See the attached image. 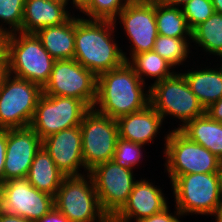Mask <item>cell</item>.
<instances>
[{
	"label": "cell",
	"instance_id": "1",
	"mask_svg": "<svg viewBox=\"0 0 222 222\" xmlns=\"http://www.w3.org/2000/svg\"><path fill=\"white\" fill-rule=\"evenodd\" d=\"M76 15L74 59L96 76L121 66L125 58L123 47L117 43L119 36L115 32H120L114 21L89 20Z\"/></svg>",
	"mask_w": 222,
	"mask_h": 222
},
{
	"label": "cell",
	"instance_id": "2",
	"mask_svg": "<svg viewBox=\"0 0 222 222\" xmlns=\"http://www.w3.org/2000/svg\"><path fill=\"white\" fill-rule=\"evenodd\" d=\"M128 62L97 76L93 109L112 119L143 110L150 104V87Z\"/></svg>",
	"mask_w": 222,
	"mask_h": 222
},
{
	"label": "cell",
	"instance_id": "3",
	"mask_svg": "<svg viewBox=\"0 0 222 222\" xmlns=\"http://www.w3.org/2000/svg\"><path fill=\"white\" fill-rule=\"evenodd\" d=\"M163 136L164 173L168 174L170 183L179 175L218 172L221 159L179 129L169 128Z\"/></svg>",
	"mask_w": 222,
	"mask_h": 222
},
{
	"label": "cell",
	"instance_id": "4",
	"mask_svg": "<svg viewBox=\"0 0 222 222\" xmlns=\"http://www.w3.org/2000/svg\"><path fill=\"white\" fill-rule=\"evenodd\" d=\"M7 59L10 75L41 88L48 82L55 62L35 33L22 32L9 34Z\"/></svg>",
	"mask_w": 222,
	"mask_h": 222
},
{
	"label": "cell",
	"instance_id": "5",
	"mask_svg": "<svg viewBox=\"0 0 222 222\" xmlns=\"http://www.w3.org/2000/svg\"><path fill=\"white\" fill-rule=\"evenodd\" d=\"M150 105L165 119L172 118L181 129L188 121L206 113L180 71L150 87ZM178 119V120H177Z\"/></svg>",
	"mask_w": 222,
	"mask_h": 222
},
{
	"label": "cell",
	"instance_id": "6",
	"mask_svg": "<svg viewBox=\"0 0 222 222\" xmlns=\"http://www.w3.org/2000/svg\"><path fill=\"white\" fill-rule=\"evenodd\" d=\"M169 184L173 205L184 218L189 215L210 217L222 199L217 173L179 175Z\"/></svg>",
	"mask_w": 222,
	"mask_h": 222
},
{
	"label": "cell",
	"instance_id": "7",
	"mask_svg": "<svg viewBox=\"0 0 222 222\" xmlns=\"http://www.w3.org/2000/svg\"><path fill=\"white\" fill-rule=\"evenodd\" d=\"M54 205L69 222H111L100 206L89 173L66 176L54 197Z\"/></svg>",
	"mask_w": 222,
	"mask_h": 222
},
{
	"label": "cell",
	"instance_id": "8",
	"mask_svg": "<svg viewBox=\"0 0 222 222\" xmlns=\"http://www.w3.org/2000/svg\"><path fill=\"white\" fill-rule=\"evenodd\" d=\"M42 88L9 75L0 89V129L30 127Z\"/></svg>",
	"mask_w": 222,
	"mask_h": 222
},
{
	"label": "cell",
	"instance_id": "9",
	"mask_svg": "<svg viewBox=\"0 0 222 222\" xmlns=\"http://www.w3.org/2000/svg\"><path fill=\"white\" fill-rule=\"evenodd\" d=\"M89 110L90 108L77 98L42 93L30 127L43 140L62 130L79 126Z\"/></svg>",
	"mask_w": 222,
	"mask_h": 222
},
{
	"label": "cell",
	"instance_id": "10",
	"mask_svg": "<svg viewBox=\"0 0 222 222\" xmlns=\"http://www.w3.org/2000/svg\"><path fill=\"white\" fill-rule=\"evenodd\" d=\"M80 128L83 161L88 172L101 163L113 160L119 138L115 119L91 108L84 115Z\"/></svg>",
	"mask_w": 222,
	"mask_h": 222
},
{
	"label": "cell",
	"instance_id": "11",
	"mask_svg": "<svg viewBox=\"0 0 222 222\" xmlns=\"http://www.w3.org/2000/svg\"><path fill=\"white\" fill-rule=\"evenodd\" d=\"M42 93L51 96L74 97L90 109L97 96V76L75 59L55 60Z\"/></svg>",
	"mask_w": 222,
	"mask_h": 222
},
{
	"label": "cell",
	"instance_id": "12",
	"mask_svg": "<svg viewBox=\"0 0 222 222\" xmlns=\"http://www.w3.org/2000/svg\"><path fill=\"white\" fill-rule=\"evenodd\" d=\"M118 20V21H117ZM119 22V23H118ZM116 27L122 26L130 46H124L123 55L128 62L135 54L153 50L158 36L155 2H129L116 17ZM126 50V52H125ZM129 52V53H127ZM129 54V56H128Z\"/></svg>",
	"mask_w": 222,
	"mask_h": 222
},
{
	"label": "cell",
	"instance_id": "13",
	"mask_svg": "<svg viewBox=\"0 0 222 222\" xmlns=\"http://www.w3.org/2000/svg\"><path fill=\"white\" fill-rule=\"evenodd\" d=\"M102 210L111 219L127 202L137 175L130 168L118 165L114 160L95 166L89 171Z\"/></svg>",
	"mask_w": 222,
	"mask_h": 222
},
{
	"label": "cell",
	"instance_id": "14",
	"mask_svg": "<svg viewBox=\"0 0 222 222\" xmlns=\"http://www.w3.org/2000/svg\"><path fill=\"white\" fill-rule=\"evenodd\" d=\"M54 207V197L34 188L27 178L0 183V209L7 213L36 222Z\"/></svg>",
	"mask_w": 222,
	"mask_h": 222
},
{
	"label": "cell",
	"instance_id": "15",
	"mask_svg": "<svg viewBox=\"0 0 222 222\" xmlns=\"http://www.w3.org/2000/svg\"><path fill=\"white\" fill-rule=\"evenodd\" d=\"M160 185L151 179L140 177L134 184L127 202L111 218V222H140L169 206L168 197Z\"/></svg>",
	"mask_w": 222,
	"mask_h": 222
},
{
	"label": "cell",
	"instance_id": "16",
	"mask_svg": "<svg viewBox=\"0 0 222 222\" xmlns=\"http://www.w3.org/2000/svg\"><path fill=\"white\" fill-rule=\"evenodd\" d=\"M41 147L42 139L31 127L7 129L4 182L27 178L34 156Z\"/></svg>",
	"mask_w": 222,
	"mask_h": 222
},
{
	"label": "cell",
	"instance_id": "17",
	"mask_svg": "<svg viewBox=\"0 0 222 222\" xmlns=\"http://www.w3.org/2000/svg\"><path fill=\"white\" fill-rule=\"evenodd\" d=\"M42 146L49 153L57 168L66 176H80L89 173L83 161L80 125L46 137L42 140Z\"/></svg>",
	"mask_w": 222,
	"mask_h": 222
},
{
	"label": "cell",
	"instance_id": "18",
	"mask_svg": "<svg viewBox=\"0 0 222 222\" xmlns=\"http://www.w3.org/2000/svg\"><path fill=\"white\" fill-rule=\"evenodd\" d=\"M116 121L119 138L144 146L154 144L161 129L165 128L162 116L150 104L143 110L122 116Z\"/></svg>",
	"mask_w": 222,
	"mask_h": 222
},
{
	"label": "cell",
	"instance_id": "19",
	"mask_svg": "<svg viewBox=\"0 0 222 222\" xmlns=\"http://www.w3.org/2000/svg\"><path fill=\"white\" fill-rule=\"evenodd\" d=\"M65 0H25L22 33L65 23L74 13ZM72 13H71V12Z\"/></svg>",
	"mask_w": 222,
	"mask_h": 222
},
{
	"label": "cell",
	"instance_id": "20",
	"mask_svg": "<svg viewBox=\"0 0 222 222\" xmlns=\"http://www.w3.org/2000/svg\"><path fill=\"white\" fill-rule=\"evenodd\" d=\"M206 64L201 66H193L190 69L183 71L180 68V72L184 75L190 90L198 98L202 106L206 109L212 103L222 98V70L217 66L211 67ZM204 66V67H203ZM182 69V70H181Z\"/></svg>",
	"mask_w": 222,
	"mask_h": 222
},
{
	"label": "cell",
	"instance_id": "21",
	"mask_svg": "<svg viewBox=\"0 0 222 222\" xmlns=\"http://www.w3.org/2000/svg\"><path fill=\"white\" fill-rule=\"evenodd\" d=\"M35 34L55 60L74 59L75 13L65 23L41 28Z\"/></svg>",
	"mask_w": 222,
	"mask_h": 222
},
{
	"label": "cell",
	"instance_id": "22",
	"mask_svg": "<svg viewBox=\"0 0 222 222\" xmlns=\"http://www.w3.org/2000/svg\"><path fill=\"white\" fill-rule=\"evenodd\" d=\"M65 177L42 146L30 166L27 175L29 183L37 190L55 197Z\"/></svg>",
	"mask_w": 222,
	"mask_h": 222
},
{
	"label": "cell",
	"instance_id": "23",
	"mask_svg": "<svg viewBox=\"0 0 222 222\" xmlns=\"http://www.w3.org/2000/svg\"><path fill=\"white\" fill-rule=\"evenodd\" d=\"M180 131L190 140L208 149L222 162V123L214 121L204 113L188 121Z\"/></svg>",
	"mask_w": 222,
	"mask_h": 222
},
{
	"label": "cell",
	"instance_id": "24",
	"mask_svg": "<svg viewBox=\"0 0 222 222\" xmlns=\"http://www.w3.org/2000/svg\"><path fill=\"white\" fill-rule=\"evenodd\" d=\"M128 63L144 84L147 83L146 79H153V83H150L149 87L176 72V69L169 62L153 50L135 54Z\"/></svg>",
	"mask_w": 222,
	"mask_h": 222
},
{
	"label": "cell",
	"instance_id": "25",
	"mask_svg": "<svg viewBox=\"0 0 222 222\" xmlns=\"http://www.w3.org/2000/svg\"><path fill=\"white\" fill-rule=\"evenodd\" d=\"M191 43L195 45H192L194 50L201 47L206 54L204 56L209 54L215 59L222 52V14L214 12L205 22L197 25L191 31Z\"/></svg>",
	"mask_w": 222,
	"mask_h": 222
},
{
	"label": "cell",
	"instance_id": "26",
	"mask_svg": "<svg viewBox=\"0 0 222 222\" xmlns=\"http://www.w3.org/2000/svg\"><path fill=\"white\" fill-rule=\"evenodd\" d=\"M155 17L159 35L174 38H191L182 8L155 2Z\"/></svg>",
	"mask_w": 222,
	"mask_h": 222
},
{
	"label": "cell",
	"instance_id": "27",
	"mask_svg": "<svg viewBox=\"0 0 222 222\" xmlns=\"http://www.w3.org/2000/svg\"><path fill=\"white\" fill-rule=\"evenodd\" d=\"M191 44V38H174L158 34L155 39L153 51L169 62L174 68H177L178 71L180 65H183V68H189V65H186V61L192 56V59L194 58L192 53H195V51L192 52ZM190 53L192 54L191 56Z\"/></svg>",
	"mask_w": 222,
	"mask_h": 222
},
{
	"label": "cell",
	"instance_id": "28",
	"mask_svg": "<svg viewBox=\"0 0 222 222\" xmlns=\"http://www.w3.org/2000/svg\"><path fill=\"white\" fill-rule=\"evenodd\" d=\"M128 3V0H91L79 13L89 20L115 21Z\"/></svg>",
	"mask_w": 222,
	"mask_h": 222
},
{
	"label": "cell",
	"instance_id": "29",
	"mask_svg": "<svg viewBox=\"0 0 222 222\" xmlns=\"http://www.w3.org/2000/svg\"><path fill=\"white\" fill-rule=\"evenodd\" d=\"M24 5L25 0H0V31L21 32Z\"/></svg>",
	"mask_w": 222,
	"mask_h": 222
},
{
	"label": "cell",
	"instance_id": "30",
	"mask_svg": "<svg viewBox=\"0 0 222 222\" xmlns=\"http://www.w3.org/2000/svg\"><path fill=\"white\" fill-rule=\"evenodd\" d=\"M144 148V145L118 138L113 160L124 168L136 170L138 167L139 169L140 164H142L143 159L145 160L146 157L144 156L145 153H143L145 152Z\"/></svg>",
	"mask_w": 222,
	"mask_h": 222
},
{
	"label": "cell",
	"instance_id": "31",
	"mask_svg": "<svg viewBox=\"0 0 222 222\" xmlns=\"http://www.w3.org/2000/svg\"><path fill=\"white\" fill-rule=\"evenodd\" d=\"M182 11L191 31L215 12L211 0H191L182 7Z\"/></svg>",
	"mask_w": 222,
	"mask_h": 222
},
{
	"label": "cell",
	"instance_id": "32",
	"mask_svg": "<svg viewBox=\"0 0 222 222\" xmlns=\"http://www.w3.org/2000/svg\"><path fill=\"white\" fill-rule=\"evenodd\" d=\"M175 210L173 213L170 210V205L164 210L151 215L150 217L142 219L140 222H183L181 221L183 215L180 211L174 206ZM171 212V213H170ZM181 218V220H180Z\"/></svg>",
	"mask_w": 222,
	"mask_h": 222
},
{
	"label": "cell",
	"instance_id": "33",
	"mask_svg": "<svg viewBox=\"0 0 222 222\" xmlns=\"http://www.w3.org/2000/svg\"><path fill=\"white\" fill-rule=\"evenodd\" d=\"M7 146V129H0V183L4 182V161Z\"/></svg>",
	"mask_w": 222,
	"mask_h": 222
},
{
	"label": "cell",
	"instance_id": "34",
	"mask_svg": "<svg viewBox=\"0 0 222 222\" xmlns=\"http://www.w3.org/2000/svg\"><path fill=\"white\" fill-rule=\"evenodd\" d=\"M206 114H208L214 121L222 123V98L206 108Z\"/></svg>",
	"mask_w": 222,
	"mask_h": 222
},
{
	"label": "cell",
	"instance_id": "35",
	"mask_svg": "<svg viewBox=\"0 0 222 222\" xmlns=\"http://www.w3.org/2000/svg\"><path fill=\"white\" fill-rule=\"evenodd\" d=\"M36 222H69L68 218L64 216L60 211L55 207L41 219Z\"/></svg>",
	"mask_w": 222,
	"mask_h": 222
},
{
	"label": "cell",
	"instance_id": "36",
	"mask_svg": "<svg viewBox=\"0 0 222 222\" xmlns=\"http://www.w3.org/2000/svg\"><path fill=\"white\" fill-rule=\"evenodd\" d=\"M9 34L0 31V63L7 58V41Z\"/></svg>",
	"mask_w": 222,
	"mask_h": 222
},
{
	"label": "cell",
	"instance_id": "37",
	"mask_svg": "<svg viewBox=\"0 0 222 222\" xmlns=\"http://www.w3.org/2000/svg\"><path fill=\"white\" fill-rule=\"evenodd\" d=\"M0 222H30L18 215L7 213L0 209Z\"/></svg>",
	"mask_w": 222,
	"mask_h": 222
},
{
	"label": "cell",
	"instance_id": "38",
	"mask_svg": "<svg viewBox=\"0 0 222 222\" xmlns=\"http://www.w3.org/2000/svg\"><path fill=\"white\" fill-rule=\"evenodd\" d=\"M9 75V63L6 58L2 63H0V89L3 87V84Z\"/></svg>",
	"mask_w": 222,
	"mask_h": 222
},
{
	"label": "cell",
	"instance_id": "39",
	"mask_svg": "<svg viewBox=\"0 0 222 222\" xmlns=\"http://www.w3.org/2000/svg\"><path fill=\"white\" fill-rule=\"evenodd\" d=\"M67 2V5H69V8L72 6L73 13L77 11L80 12L91 0H65ZM70 4L72 6H70ZM75 9V10H74Z\"/></svg>",
	"mask_w": 222,
	"mask_h": 222
},
{
	"label": "cell",
	"instance_id": "40",
	"mask_svg": "<svg viewBox=\"0 0 222 222\" xmlns=\"http://www.w3.org/2000/svg\"><path fill=\"white\" fill-rule=\"evenodd\" d=\"M191 0H160V2L167 6L182 8L187 2Z\"/></svg>",
	"mask_w": 222,
	"mask_h": 222
},
{
	"label": "cell",
	"instance_id": "41",
	"mask_svg": "<svg viewBox=\"0 0 222 222\" xmlns=\"http://www.w3.org/2000/svg\"><path fill=\"white\" fill-rule=\"evenodd\" d=\"M214 217L215 222H222V199L215 211L210 215V217Z\"/></svg>",
	"mask_w": 222,
	"mask_h": 222
},
{
	"label": "cell",
	"instance_id": "42",
	"mask_svg": "<svg viewBox=\"0 0 222 222\" xmlns=\"http://www.w3.org/2000/svg\"><path fill=\"white\" fill-rule=\"evenodd\" d=\"M213 7H214V11L216 13L222 14V0H211Z\"/></svg>",
	"mask_w": 222,
	"mask_h": 222
},
{
	"label": "cell",
	"instance_id": "43",
	"mask_svg": "<svg viewBox=\"0 0 222 222\" xmlns=\"http://www.w3.org/2000/svg\"><path fill=\"white\" fill-rule=\"evenodd\" d=\"M217 174H218V178H219L220 193H221V196H222V162L220 164V167H219V170H218Z\"/></svg>",
	"mask_w": 222,
	"mask_h": 222
},
{
	"label": "cell",
	"instance_id": "44",
	"mask_svg": "<svg viewBox=\"0 0 222 222\" xmlns=\"http://www.w3.org/2000/svg\"><path fill=\"white\" fill-rule=\"evenodd\" d=\"M217 59V61H218V58H219V63H217L216 65L217 66H219V68L222 70V52L219 54V55H217V57H216Z\"/></svg>",
	"mask_w": 222,
	"mask_h": 222
},
{
	"label": "cell",
	"instance_id": "45",
	"mask_svg": "<svg viewBox=\"0 0 222 222\" xmlns=\"http://www.w3.org/2000/svg\"><path fill=\"white\" fill-rule=\"evenodd\" d=\"M129 2H160V0H128Z\"/></svg>",
	"mask_w": 222,
	"mask_h": 222
}]
</instances>
